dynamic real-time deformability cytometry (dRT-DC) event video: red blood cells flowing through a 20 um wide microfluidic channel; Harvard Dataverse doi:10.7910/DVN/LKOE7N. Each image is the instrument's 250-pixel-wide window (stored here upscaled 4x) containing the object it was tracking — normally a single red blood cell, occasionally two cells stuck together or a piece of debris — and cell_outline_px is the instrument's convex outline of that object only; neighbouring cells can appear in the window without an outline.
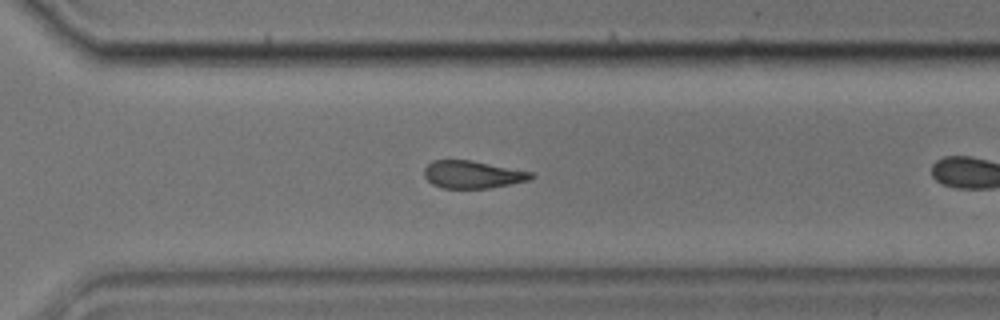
{"species": "common noctule bat (a hibernating species)", "species_latin": "Nyctalus noctula", "temperature_condition": "cold", "stored_images_in_passage": 31, "camera_frame_rate_fps": 3000, "um_per_image_px": 0.085, "animal": {"sex": "male", "body_mass_g": 17.9}, "frame": {"image": 1, "passage_image": 27, "time_ms": 8.667, "image_size_px": [1000, 320], "cell_outline_px": [[536, 176], [532, 180], [488, 188], [440, 188], [432, 184], [424, 176], [424, 168], [432, 160], [472, 160], [532, 172]], "centroid_in_image_um": [40.18, 14.83], "position_along_channel_um": 330.4, "area_um2": 17.28}}